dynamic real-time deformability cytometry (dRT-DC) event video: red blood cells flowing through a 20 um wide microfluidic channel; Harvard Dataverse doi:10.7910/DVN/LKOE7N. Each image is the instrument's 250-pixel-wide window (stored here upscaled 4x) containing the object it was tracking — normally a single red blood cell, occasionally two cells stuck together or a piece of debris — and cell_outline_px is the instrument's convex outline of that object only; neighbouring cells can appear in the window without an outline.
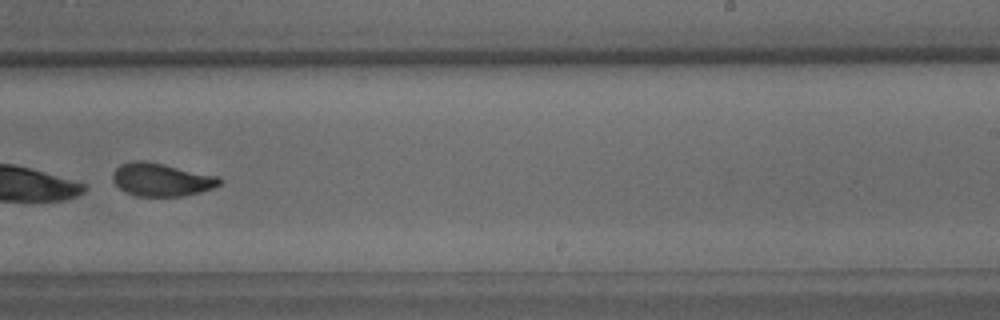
{"species": "common noctule bat (a hibernating species)", "species_latin": "Nyctalus noctula", "temperature_condition": "warm", "stored_images_in_passage": 46, "camera_frame_rate_fps": 3000, "um_per_image_px": 0.085, "animal": {"sex": "male", "body_mass_g": 15.6}, "frame": {"image": 1, "passage_image": 27, "time_ms": 8.667, "image_size_px": [1000, 320], "cell_outline_px": [[220, 184], [212, 188], [200, 192], [184, 196], [136, 196], [124, 192], [112, 180], [112, 172], [120, 164], [132, 160], [144, 160], [164, 164], [220, 176]], "centroid_in_image_um": [13.69, 15.26], "position_along_channel_um": 275.3, "area_um2": 20.75}}